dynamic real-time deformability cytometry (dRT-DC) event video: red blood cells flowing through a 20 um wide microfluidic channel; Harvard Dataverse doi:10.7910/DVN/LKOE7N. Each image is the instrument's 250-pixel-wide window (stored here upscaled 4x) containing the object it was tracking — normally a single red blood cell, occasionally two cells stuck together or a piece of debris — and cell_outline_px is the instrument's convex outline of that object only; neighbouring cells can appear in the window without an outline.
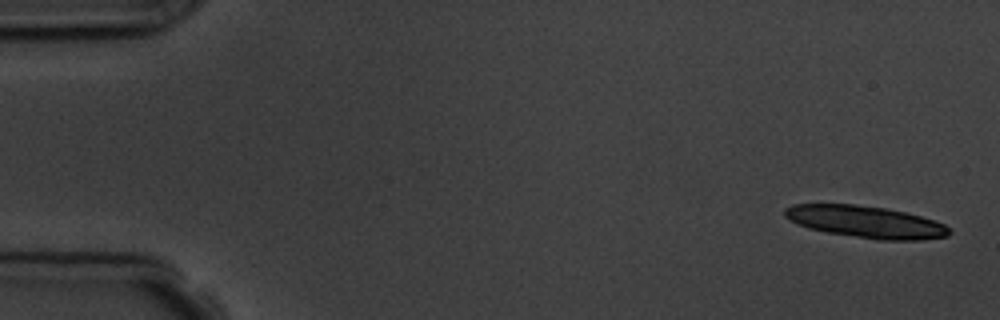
{"species": "common noctule bat (a hibernating species)", "species_latin": "Nyctalus noctula", "temperature_condition": "room temperature", "stored_images_in_passage": 7, "camera_frame_rate_fps": 3000, "um_per_image_px": 0.085, "animal": {"sex": "male", "body_mass_g": 19.5, "forearm_length_mm": 54.6}, "frame": {"image": 1, "passage_image": 1, "time_ms": 0.0, "image_size_px": [1000, 320], "cell_outline_px": [[952, 232], [948, 236], [920, 240], [880, 240], [828, 232], [808, 228], [796, 224], [788, 220], [784, 216], [784, 208], [792, 204], [856, 204], [884, 208], [904, 212], [920, 216], [944, 224]], "centroid_in_image_um": [73.55, 18.85], "position_along_channel_um": 11.5, "area_um2": 30.58}}
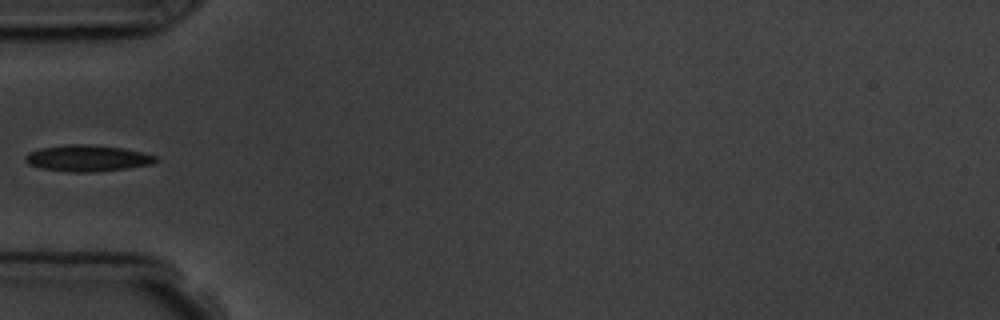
{"frame": {"image": 2, "passage_image": 6, "time_ms": 5.667, "image_size_px": [1000, 320], "cell_outline_px": [[160, 160], [152, 164], [128, 168], [96, 172], [68, 172], [40, 168], [28, 164], [24, 160], [24, 156], [28, 152], [40, 148], [68, 144], [88, 144], [124, 148], [156, 156]], "centroid_in_image_um": [7.41, 13.45], "position_along_channel_um": 77.6, "area_um2": 20.23}}